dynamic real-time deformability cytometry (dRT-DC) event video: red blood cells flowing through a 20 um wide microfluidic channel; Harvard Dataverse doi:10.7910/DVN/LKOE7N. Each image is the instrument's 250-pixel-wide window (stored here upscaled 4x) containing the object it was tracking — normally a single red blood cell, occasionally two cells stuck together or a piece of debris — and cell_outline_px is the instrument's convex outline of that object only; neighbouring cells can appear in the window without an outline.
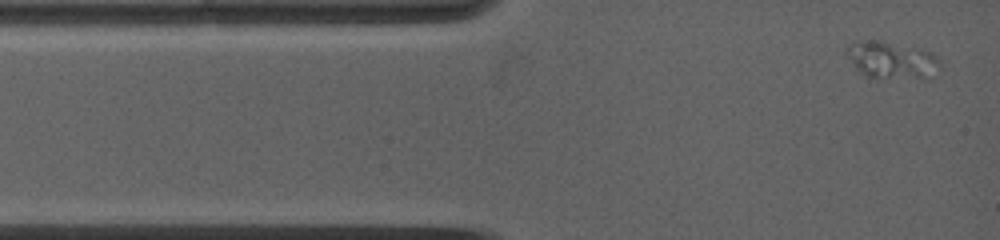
{"species": "common noctule bat (a hibernating species)", "species_latin": "Nyctalus noctula", "temperature_condition": "warm", "stored_images_in_passage": 22, "segment_of_instrument_passage": [1, 2], "camera_frame_rate_fps": 5000, "um_per_image_px": 0.085, "animal": {"sex": "female", "body_mass_g": 19.0, "forearm_length_mm": 53.3}, "frame": {"image": 1, "passage_image": 1, "time_ms": 0.0, "image_size_px": [1000, 240], "cell_outline_px": [[940, 64], [928, 80], [924, 80], [864, 76], [856, 68], [844, 52], [844, 48], [852, 40], [880, 40], [920, 48], [932, 52], [940, 60]], "centroid_in_image_um": [75.77, 5.09], "position_along_channel_um": 9.2, "area_um2": 20.81}}